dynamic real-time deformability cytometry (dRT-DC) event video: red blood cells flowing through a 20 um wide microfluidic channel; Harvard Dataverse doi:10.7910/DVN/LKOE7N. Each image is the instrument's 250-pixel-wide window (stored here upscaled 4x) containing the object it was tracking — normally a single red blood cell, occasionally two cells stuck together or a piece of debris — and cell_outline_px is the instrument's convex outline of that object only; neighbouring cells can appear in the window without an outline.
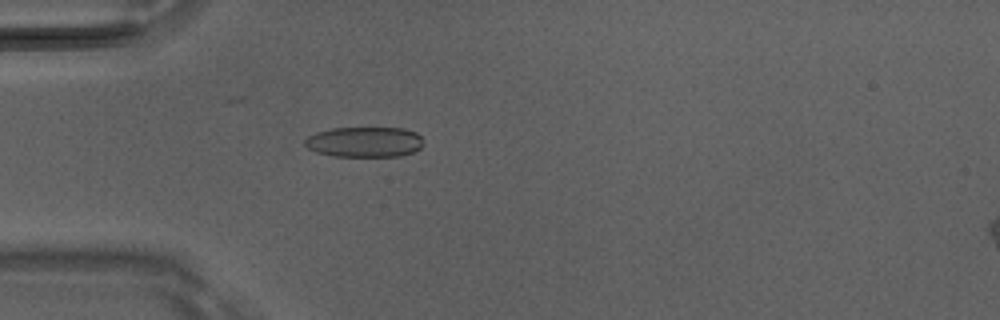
{"species": "Egyptian fruit bat (a non-hibernating species)", "species_latin": "Rousettus aegyptiacus", "temperature_condition": "room temperature", "stored_images_in_passage": 44, "camera_frame_rate_fps": 3000, "um_per_image_px": 0.085, "animal": {"sex": "male"}, "frame": {"image": 1, "passage_image": 9, "time_ms": 2.667, "image_size_px": [1000, 320], "cell_outline_px": [[424, 144], [420, 148], [412, 152], [400, 156], [332, 156], [316, 152], [308, 148], [304, 144], [304, 140], [308, 136], [316, 132], [332, 128], [404, 128], [416, 132], [420, 136]], "centroid_in_image_um": [30.98, 12.06], "position_along_channel_um": 54.0, "area_um2": 21.04}}
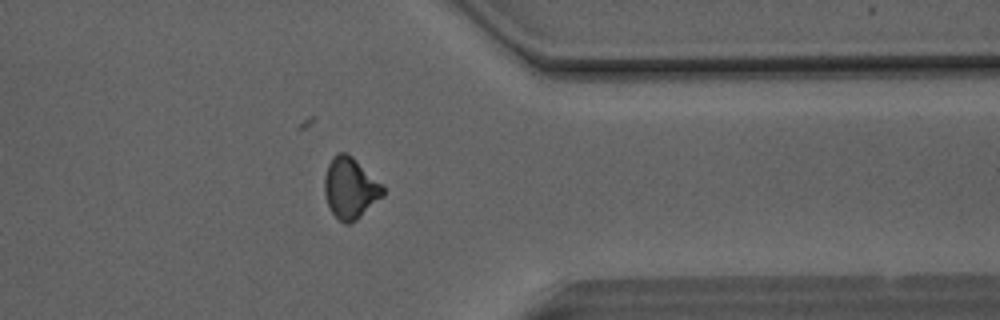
{"frame": {"image": 2, "passage_image": 34, "time_ms": 11.0, "image_size_px": [1000, 320], "cell_outline_px": [[384, 196], [356, 220], [348, 224], [344, 224], [332, 212], [328, 204], [324, 192], [324, 176], [328, 164], [332, 156], [336, 152], [348, 152], [384, 184]], "centroid_in_image_um": [29.79, 15.95], "position_along_channel_um": 381.6, "area_um2": 21.15}}
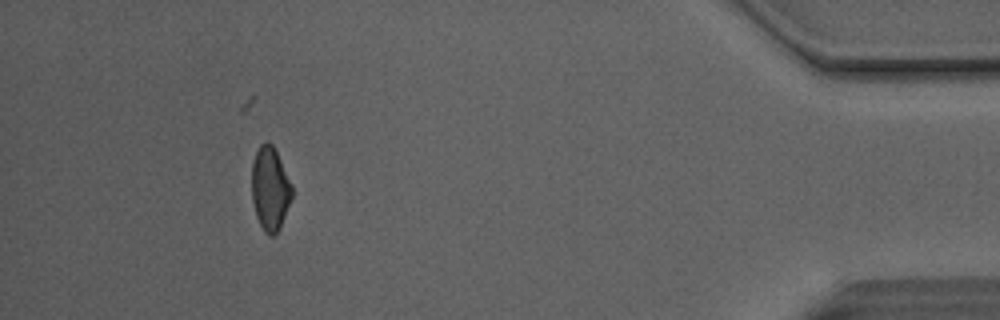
{"frame": {"image": 3, "passage_image": 40, "time_ms": 13.0, "image_size_px": [1000, 320], "cell_outline_px": [[292, 196], [280, 228], [272, 236], [268, 236], [264, 232], [256, 216], [252, 200], [252, 160], [260, 144], [264, 140], [272, 144], [292, 184]], "centroid_in_image_um": [22.94, 16.03], "position_along_channel_um": 412.3, "area_um2": 19.54}, "authors_computed_cell_mechanics": {"area_um2": 20.4612, "velocity_mm_per_s": 4.1464, "shape_relaxation_time_tau1_ms": null, "shape_relaxation_time_tau2_ms": 2.4767, "deformation_change_tau1": null, "deformation_change_tau2": 0.0854}}